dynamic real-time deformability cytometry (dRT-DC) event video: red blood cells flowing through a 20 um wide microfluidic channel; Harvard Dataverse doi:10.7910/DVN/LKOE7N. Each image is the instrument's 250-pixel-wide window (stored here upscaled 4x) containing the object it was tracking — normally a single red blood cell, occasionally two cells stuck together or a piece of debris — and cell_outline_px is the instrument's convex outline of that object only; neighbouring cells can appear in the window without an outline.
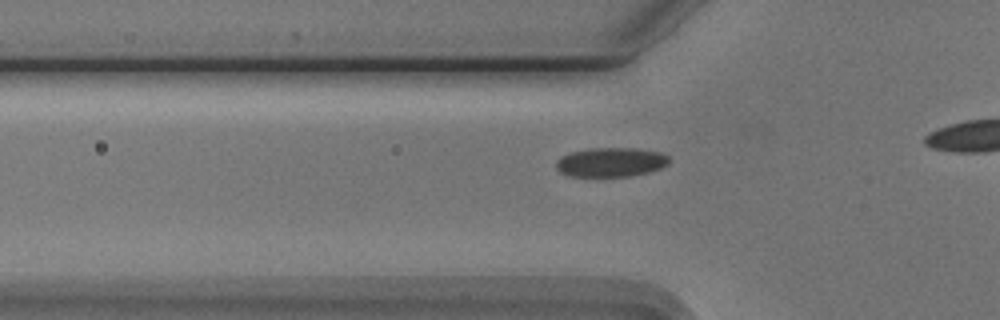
{"species": "Egyptian fruit bat (a non-hibernating species)", "species_latin": "Rousettus aegyptiacus", "temperature_condition": "cold", "stored_images_in_passage": 9, "camera_frame_rate_fps": 3000, "um_per_image_px": 0.085, "animal": {"sex": "male"}, "frame": {"image": 1, "passage_image": 3, "time_ms": 0.667, "image_size_px": [1000, 320], "cell_outline_px": [[668, 164], [660, 168], [648, 172], [632, 176], [568, 176], [560, 172], [556, 168], [556, 160], [560, 156], [572, 152], [592, 148], [636, 148], [660, 152], [668, 156]], "centroid_in_image_um": [51.9, 13.78], "position_along_channel_um": 73.9, "area_um2": 19.25}}
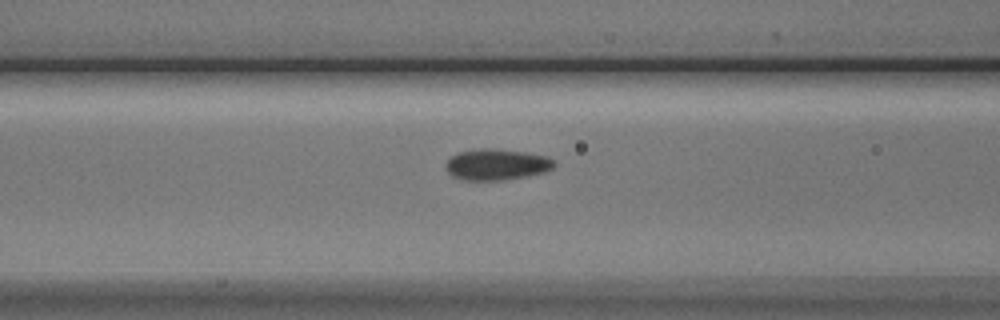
{"frame": {"image": 2, "passage_image": 7, "time_ms": 2.0, "image_size_px": [1000, 320], "cell_outline_px": [[556, 164], [552, 168], [544, 172], [528, 176], [504, 180], [460, 180], [452, 176], [444, 168], [444, 164], [452, 156], [460, 152], [480, 148], [492, 148], [524, 152], [548, 156]], "centroid_in_image_um": [42.19, 13.99], "position_along_channel_um": 124.4, "area_um2": 19.77}}